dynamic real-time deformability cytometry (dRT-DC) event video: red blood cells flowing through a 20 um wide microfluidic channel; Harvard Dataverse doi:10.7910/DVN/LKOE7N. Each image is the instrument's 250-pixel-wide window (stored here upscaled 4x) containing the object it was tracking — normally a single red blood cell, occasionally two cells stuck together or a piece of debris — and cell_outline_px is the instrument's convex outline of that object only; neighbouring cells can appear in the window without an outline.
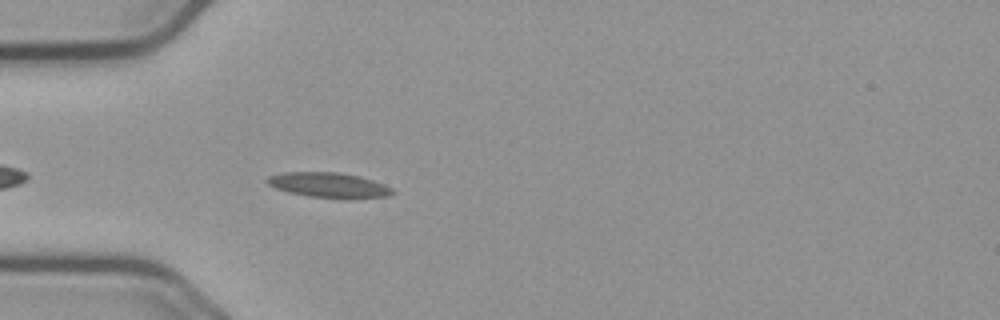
{"species": "common noctule bat (a hibernating species)", "species_latin": "Nyctalus noctula", "temperature_condition": "cold", "stored_images_in_passage": 32, "camera_frame_rate_fps": 3000, "um_per_image_px": 0.085, "animal": {"sex": "male", "body_mass_g": 23.1, "forearm_length_mm": 52.7}, "frame": {"image": 1, "passage_image": 5, "time_ms": 1.333, "image_size_px": [1000, 320], "cell_outline_px": [[396, 192], [388, 196], [344, 200], [308, 196], [288, 192], [276, 188], [268, 184], [264, 180], [268, 176], [284, 172], [336, 172], [356, 176], [372, 180], [384, 184], [392, 188]], "centroid_in_image_um": [27.95, 15.76], "position_along_channel_um": 57.0, "area_um2": 18.55}}
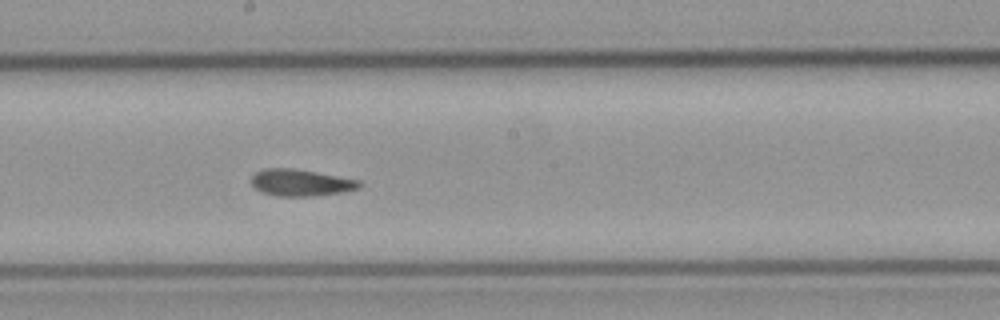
{"frame": {"image": 2, "passage_image": 19, "time_ms": 6.0, "image_size_px": [1000, 320], "cell_outline_px": [[360, 188], [340, 192], [312, 196], [276, 196], [260, 192], [252, 184], [252, 176], [256, 172], [264, 168], [296, 168], [360, 180]], "centroid_in_image_um": [25.54, 15.52], "position_along_channel_um": 222.7, "area_um2": 16.82}}
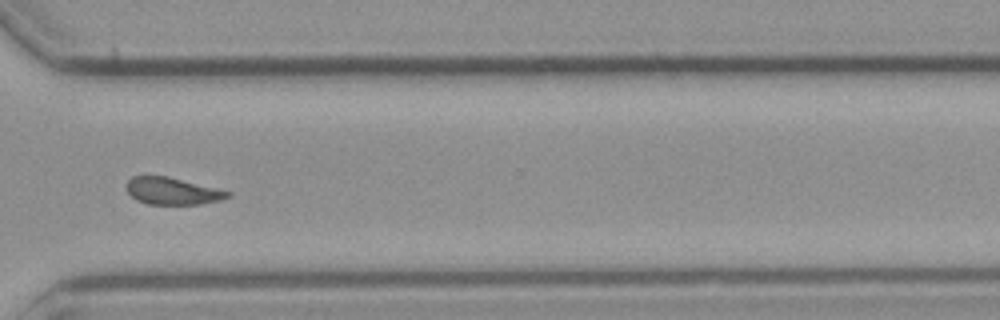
{"frame": {"image": 3, "passage_image": 30, "time_ms": 9.667, "image_size_px": [1000, 320], "cell_outline_px": [[232, 196], [220, 200], [200, 204], [148, 204], [136, 200], [128, 192], [128, 180], [132, 176], [168, 176], [232, 192]], "centroid_in_image_um": [14.68, 16.24], "position_along_channel_um": 355.9, "area_um2": 15.84}, "authors_computed_cell_mechanics": {"area_um2": 16.9065, "velocity_mm_per_s": 3.6458, "shape_relaxation_time_tau1_ms": 9.0011, "shape_relaxation_time_tau2_ms": 3.1649, "deformation_change_tau1": 0.1717, "deformation_change_tau2": 0.0931}}